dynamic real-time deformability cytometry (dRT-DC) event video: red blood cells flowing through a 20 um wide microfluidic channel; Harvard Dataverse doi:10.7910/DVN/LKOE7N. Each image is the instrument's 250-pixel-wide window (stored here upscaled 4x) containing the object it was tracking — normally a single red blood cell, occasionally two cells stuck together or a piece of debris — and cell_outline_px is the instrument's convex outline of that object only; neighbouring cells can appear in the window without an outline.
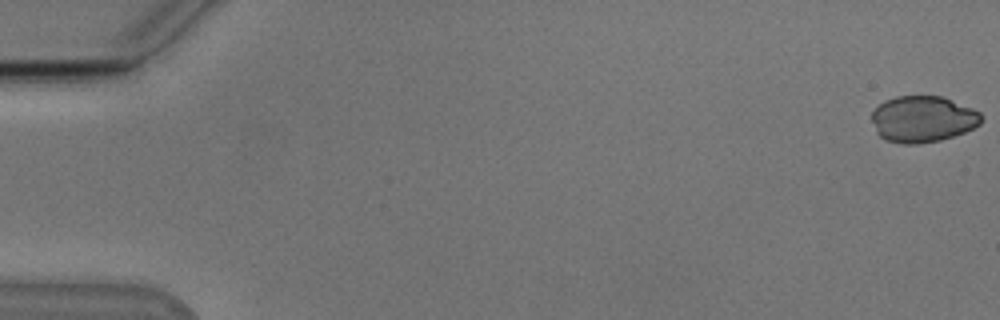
{"species": "Egyptian fruit bat (a non-hibernating species)", "species_latin": "Rousettus aegyptiacus", "temperature_condition": "cold", "stored_images_in_passage": 54, "camera_frame_rate_fps": 3000, "um_per_image_px": 0.085, "animal": {"sex": "male"}, "frame": {"image": 1, "passage_image": 1, "time_ms": 0.0, "image_size_px": [1000, 320], "cell_outline_px": [[980, 124], [964, 132], [940, 140], [916, 144], [904, 144], [888, 140], [880, 136], [876, 132], [872, 120], [872, 112], [884, 100], [896, 96], [940, 96], [972, 108], [980, 112]], "centroid_in_image_um": [78.41, 10.12], "position_along_channel_um": 6.6, "area_um2": 29.25}}
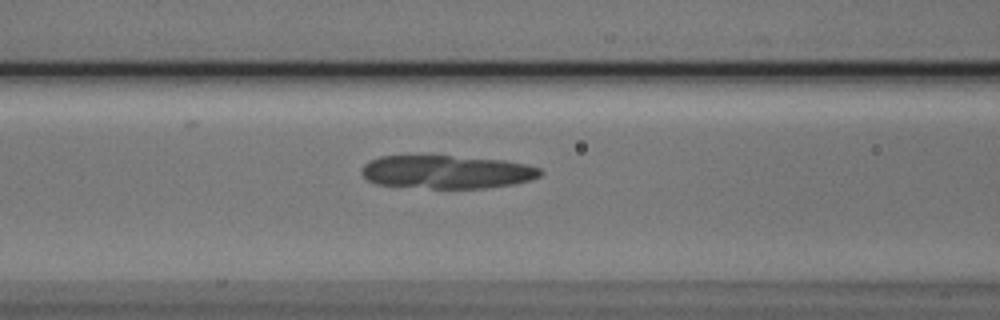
{"frame": {"image": 2, "passage_image": 23, "time_ms": 7.333, "image_size_px": [1000, 320], "cell_outline_px": [[544, 172], [540, 176], [528, 180], [512, 184], [484, 188], [432, 188], [376, 184], [368, 180], [360, 172], [364, 164], [368, 160], [380, 156], [452, 156], [504, 160], [524, 164], [540, 168]], "centroid_in_image_um": [37.95, 14.61], "position_along_channel_um": 128.7, "area_um2": 34.45}}
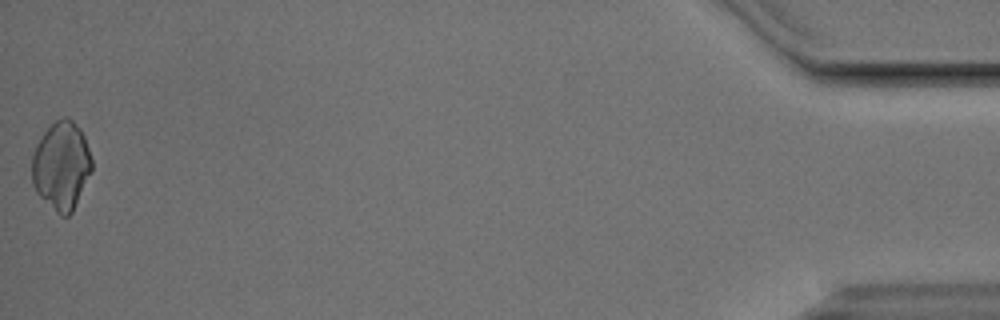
{"frame": {"image": 3, "passage_image": 54, "time_ms": 17.667, "image_size_px": [1000, 320], "cell_outline_px": [[92, 168], [72, 212], [68, 216], [60, 216], [36, 192], [32, 184], [32, 152], [36, 144], [44, 132], [56, 120], [64, 116], [68, 116], [80, 128], [84, 136], [92, 160]], "centroid_in_image_um": [5.2, 14.06], "position_along_channel_um": 430.0, "area_um2": 30.63}}